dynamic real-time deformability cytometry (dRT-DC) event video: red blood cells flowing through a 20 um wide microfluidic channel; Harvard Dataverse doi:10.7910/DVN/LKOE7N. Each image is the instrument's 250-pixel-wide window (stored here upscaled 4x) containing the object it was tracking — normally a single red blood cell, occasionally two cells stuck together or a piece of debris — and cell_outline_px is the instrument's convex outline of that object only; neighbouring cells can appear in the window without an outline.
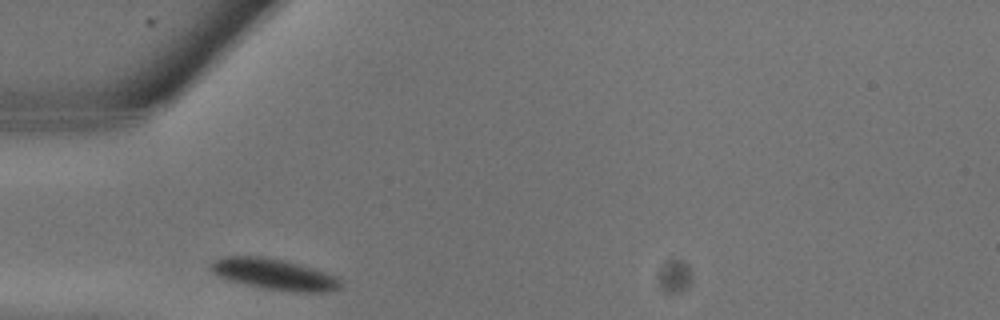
{"species": "common noctule bat (a hibernating species)", "species_latin": "Nyctalus noctula", "temperature_condition": "warm", "stored_images_in_passage": 4, "camera_frame_rate_fps": 3000, "um_per_image_px": 0.085, "animal": {"sex": "male", "body_mass_g": 13.3}, "frame": {"image": 1, "passage_image": 1, "time_ms": 0.0, "image_size_px": [1000, 320], "cell_outline_px": [[344, 284], [340, 288], [324, 292], [296, 292], [264, 288], [228, 280], [216, 276], [208, 268], [208, 264], [212, 260], [224, 256], [264, 256], [284, 260], [336, 276]], "centroid_in_image_um": [23.23, 23.3], "position_along_channel_um": 61.8, "area_um2": 23.52}}